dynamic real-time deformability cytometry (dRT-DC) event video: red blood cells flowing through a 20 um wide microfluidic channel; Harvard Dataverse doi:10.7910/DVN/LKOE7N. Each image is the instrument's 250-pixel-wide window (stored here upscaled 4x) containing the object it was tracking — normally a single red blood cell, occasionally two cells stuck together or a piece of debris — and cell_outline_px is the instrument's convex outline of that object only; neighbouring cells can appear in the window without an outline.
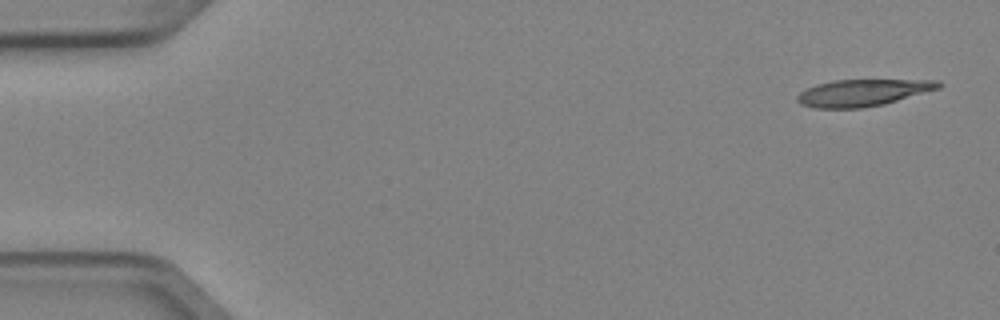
{"species": "Egyptian fruit bat (a non-hibernating species)", "species_latin": "Rousettus aegyptiacus", "temperature_condition": "cold", "stored_images_in_passage": 6, "camera_frame_rate_fps": 3000, "um_per_image_px": 0.085, "animal": {"sex": "female"}, "frame": {"image": 1, "passage_image": 1, "time_ms": 0.0, "image_size_px": [1000, 320], "cell_outline_px": [[944, 84], [940, 88], [884, 104], [860, 108], [816, 108], [800, 104], [796, 100], [796, 96], [800, 92], [816, 84], [832, 80], [940, 80]], "centroid_in_image_um": [73.33, 7.87], "position_along_channel_um": 11.7, "area_um2": 22.08}}
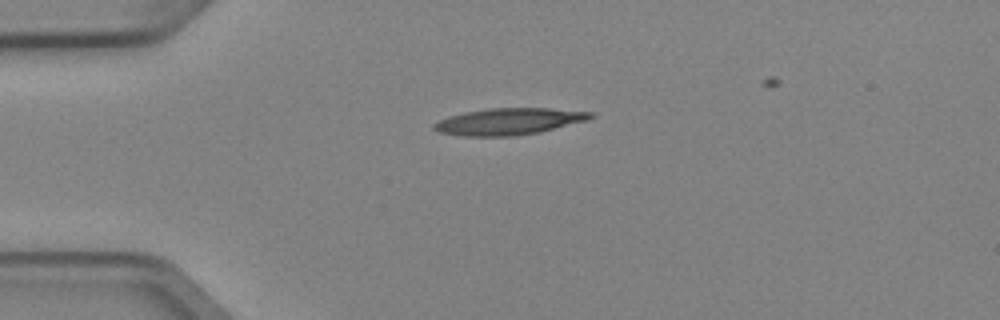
{"frame": {"image": 2, "passage_image": 4, "time_ms": 1.0, "image_size_px": [1000, 320], "cell_outline_px": [[596, 116], [588, 120], [540, 132], [512, 136], [464, 136], [440, 132], [432, 128], [432, 124], [448, 116], [464, 112], [492, 108], [548, 108], [592, 112]], "centroid_in_image_um": [43.27, 10.32], "position_along_channel_um": 41.7, "area_um2": 24.28}}
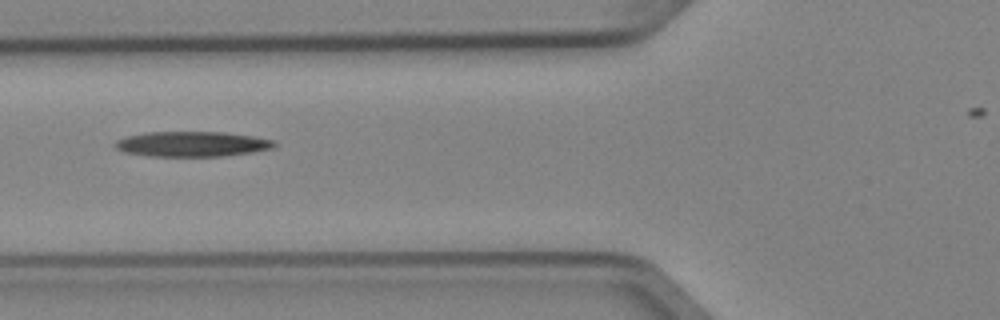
{"frame": {"image": 3, "passage_image": 6, "time_ms": 1.667, "image_size_px": [1000, 320], "cell_outline_px": [[276, 144], [272, 148], [252, 152], [220, 156], [148, 156], [124, 152], [116, 148], [112, 144], [116, 140], [128, 136], [148, 132], [224, 132], [252, 136], [276, 140]], "centroid_in_image_um": [16.31, 12.24], "position_along_channel_um": 109.5, "area_um2": 23.29}}